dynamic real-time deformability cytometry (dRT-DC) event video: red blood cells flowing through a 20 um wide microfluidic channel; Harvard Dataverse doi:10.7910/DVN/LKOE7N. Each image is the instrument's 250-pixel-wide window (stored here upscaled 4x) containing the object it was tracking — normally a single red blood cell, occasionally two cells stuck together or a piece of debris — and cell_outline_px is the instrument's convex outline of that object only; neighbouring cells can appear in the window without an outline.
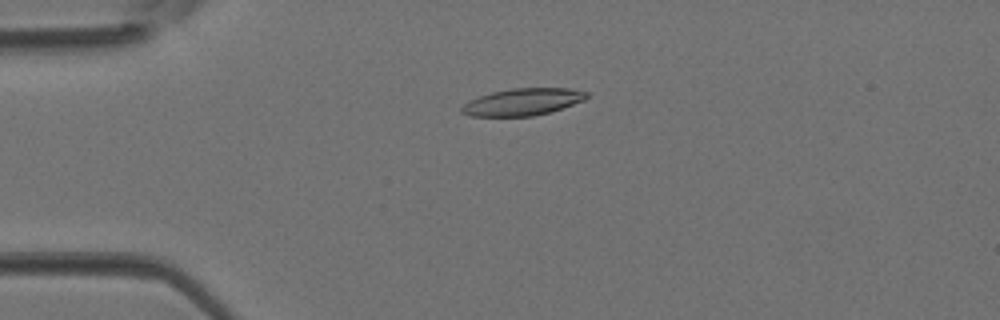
{"species": "Egyptian fruit bat (a non-hibernating species)", "species_latin": "Rousettus aegyptiacus", "temperature_condition": "room temperature", "stored_images_in_passage": 4, "camera_frame_rate_fps": 3000, "um_per_image_px": 0.085, "animal": {"sex": "female"}, "frame": {"image": 1, "passage_image": 3, "time_ms": 0.667, "image_size_px": [1000, 320], "cell_outline_px": [[588, 96], [584, 100], [552, 112], [532, 116], [468, 116], [460, 112], [460, 108], [468, 100], [492, 92], [512, 88], [572, 88], [588, 92]], "centroid_in_image_um": [44.42, 8.66], "position_along_channel_um": 40.6, "area_um2": 19.83}}